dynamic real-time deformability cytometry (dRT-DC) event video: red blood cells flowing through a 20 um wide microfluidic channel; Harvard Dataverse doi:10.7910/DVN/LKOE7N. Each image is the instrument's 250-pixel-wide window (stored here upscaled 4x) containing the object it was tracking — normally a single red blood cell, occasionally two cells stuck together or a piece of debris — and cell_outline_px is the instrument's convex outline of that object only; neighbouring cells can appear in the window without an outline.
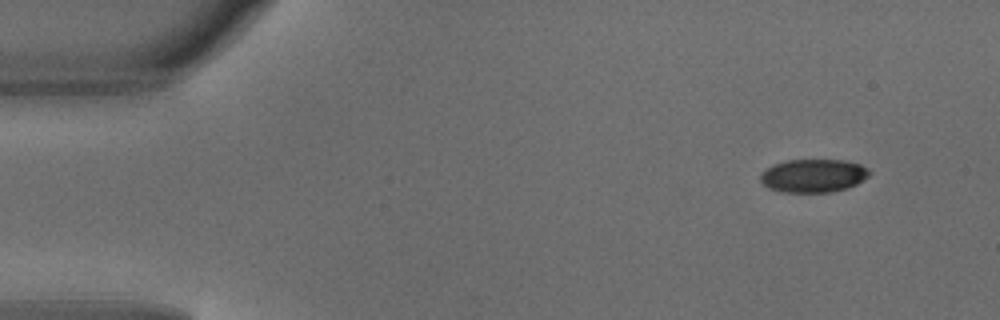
{"species": "common noctule bat (a hibernating species)", "species_latin": "Nyctalus noctula", "temperature_condition": "warm", "stored_images_in_passage": 5, "camera_frame_rate_fps": 3000, "um_per_image_px": 0.085, "animal": {"sex": "male", "body_mass_g": 18.8}, "frame": {"image": 1, "passage_image": 1, "time_ms": 0.0, "image_size_px": [1000, 320], "cell_outline_px": [[872, 172], [864, 180], [848, 188], [832, 192], [780, 192], [768, 188], [760, 180], [760, 172], [776, 164], [788, 160], [844, 160], [860, 164], [868, 168]], "centroid_in_image_um": [69.16, 14.94], "position_along_channel_um": 15.8, "area_um2": 21.21}}
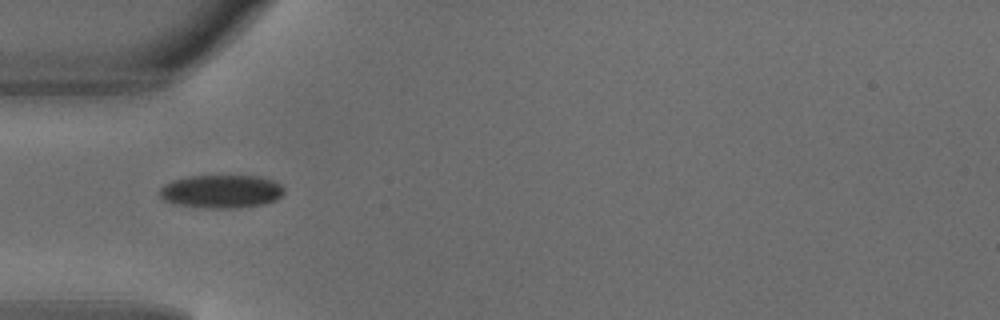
{"frame": {"image": 2, "passage_image": 4, "time_ms": 1.0, "image_size_px": [1000, 320], "cell_outline_px": [[284, 192], [276, 200], [264, 204], [236, 208], [204, 208], [176, 204], [164, 200], [160, 196], [160, 188], [164, 184], [172, 180], [188, 176], [260, 176], [272, 180], [280, 184], [284, 188]], "centroid_in_image_um": [18.81, 16.27], "position_along_channel_um": 66.2, "area_um2": 24.16}}
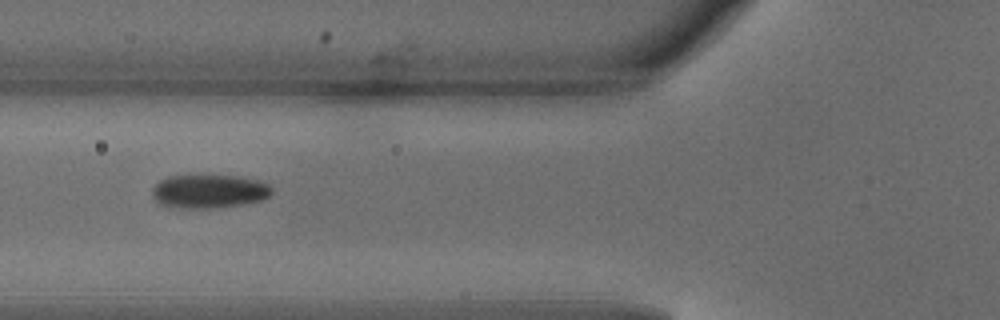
{"frame": {"image": 3, "passage_image": 5, "time_ms": 1.333, "image_size_px": [1000, 320], "cell_outline_px": [[272, 192], [268, 196], [260, 200], [244, 204], [212, 208], [168, 208], [160, 204], [152, 196], [152, 188], [160, 180], [168, 176], [236, 176], [256, 180], [268, 184], [272, 188]], "centroid_in_image_um": [17.72, 16.28], "position_along_channel_um": 108.1, "area_um2": 23.35}}